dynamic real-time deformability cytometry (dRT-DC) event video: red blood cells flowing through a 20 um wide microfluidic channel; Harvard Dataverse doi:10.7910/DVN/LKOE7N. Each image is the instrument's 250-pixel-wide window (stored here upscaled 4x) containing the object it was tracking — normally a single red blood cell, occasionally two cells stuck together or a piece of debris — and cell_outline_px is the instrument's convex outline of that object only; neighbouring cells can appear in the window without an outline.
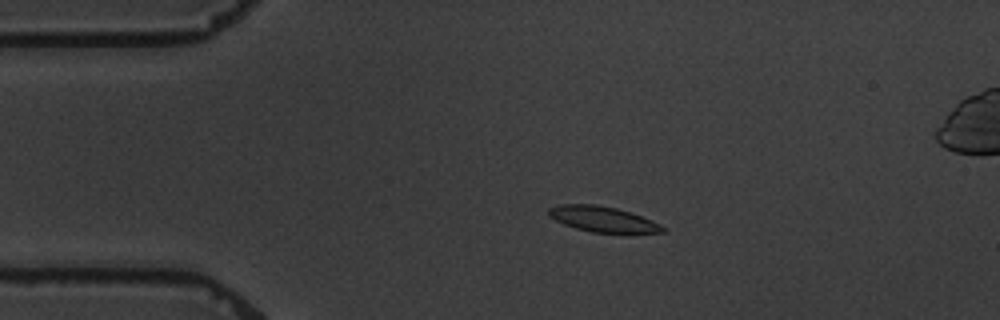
{"species": "common noctule bat (a hibernating species)", "species_latin": "Nyctalus noctula", "temperature_condition": "warm", "stored_images_in_passage": 10, "camera_frame_rate_fps": 3000, "um_per_image_px": 0.085, "animal": {"sex": "male", "body_mass_g": 19.5, "forearm_length_mm": 54.6}, "frame": {"image": 1, "passage_image": 2, "time_ms": 1.333, "image_size_px": [1000, 320], "cell_outline_px": [[668, 228], [664, 232], [592, 232], [576, 228], [564, 224], [548, 216], [548, 208], [560, 204], [596, 204], [616, 208], [652, 220]], "centroid_in_image_um": [51.21, 18.61], "position_along_channel_um": 33.8, "area_um2": 16.7}}
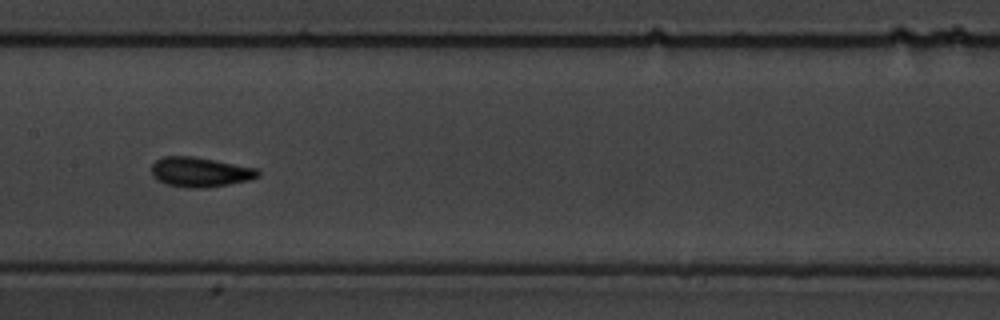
{"frame": {"image": 2, "passage_image": 7, "time_ms": 7.0, "image_size_px": [1000, 320], "cell_outline_px": [[260, 176], [248, 180], [228, 184], [204, 188], [188, 188], [168, 184], [156, 180], [152, 176], [152, 164], [156, 160], [164, 156], [192, 156], [256, 168], [260, 172]], "centroid_in_image_um": [16.98, 14.62], "position_along_channel_um": 190.4, "area_um2": 18.32}}
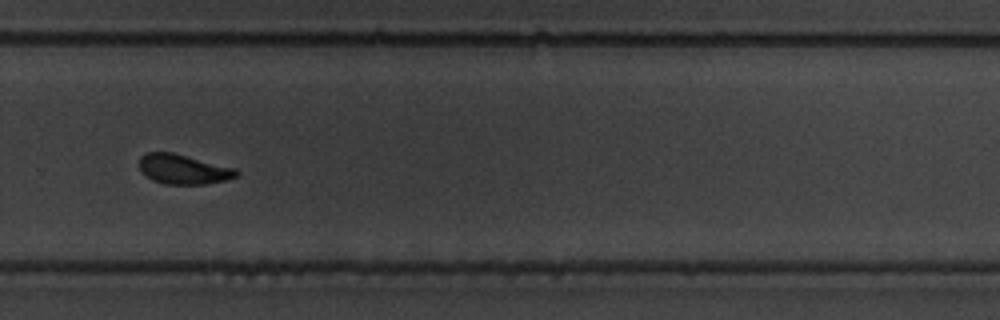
{"frame": {"image": 3, "passage_image": 10, "time_ms": 10.667, "image_size_px": [1000, 320], "cell_outline_px": [[240, 172], [236, 176], [224, 180], [204, 184], [164, 184], [152, 180], [140, 172], [140, 156], [148, 152], [172, 152], [236, 168]], "centroid_in_image_um": [15.56, 14.38], "position_along_channel_um": 314.2, "area_um2": 16.82}}